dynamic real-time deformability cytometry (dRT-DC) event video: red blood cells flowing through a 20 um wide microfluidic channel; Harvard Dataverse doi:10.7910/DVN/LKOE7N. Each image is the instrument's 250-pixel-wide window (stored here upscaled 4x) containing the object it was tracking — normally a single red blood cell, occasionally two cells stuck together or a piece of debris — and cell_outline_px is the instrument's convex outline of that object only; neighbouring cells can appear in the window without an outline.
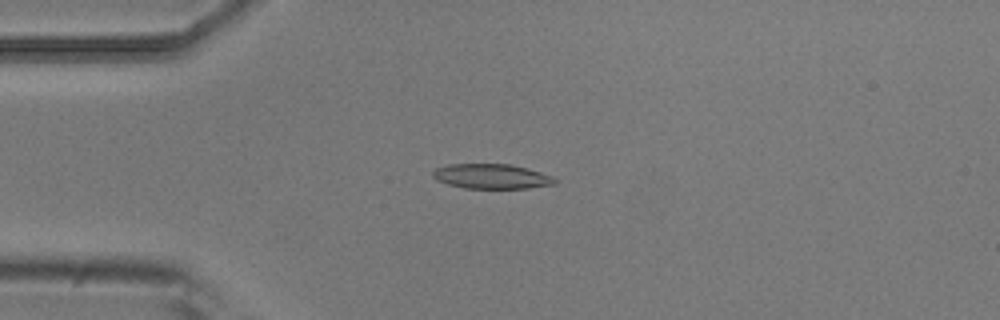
{"species": "common noctule bat (a hibernating species)", "species_latin": "Nyctalus noctula", "temperature_condition": "room temperature", "stored_images_in_passage": 3, "camera_frame_rate_fps": 3000, "um_per_image_px": 0.085, "animal": {"sex": "male", "body_mass_g": 20.5, "forearm_length_mm": 52.5}, "frame": {"image": 1, "passage_image": 3, "time_ms": 0.667, "image_size_px": [1000, 320], "cell_outline_px": [[556, 184], [528, 188], [464, 188], [448, 184], [436, 180], [432, 176], [432, 172], [436, 168], [448, 164], [512, 164], [528, 168], [552, 176], [556, 180]], "centroid_in_image_um": [41.77, 14.98], "position_along_channel_um": 43.2, "area_um2": 17.69}}